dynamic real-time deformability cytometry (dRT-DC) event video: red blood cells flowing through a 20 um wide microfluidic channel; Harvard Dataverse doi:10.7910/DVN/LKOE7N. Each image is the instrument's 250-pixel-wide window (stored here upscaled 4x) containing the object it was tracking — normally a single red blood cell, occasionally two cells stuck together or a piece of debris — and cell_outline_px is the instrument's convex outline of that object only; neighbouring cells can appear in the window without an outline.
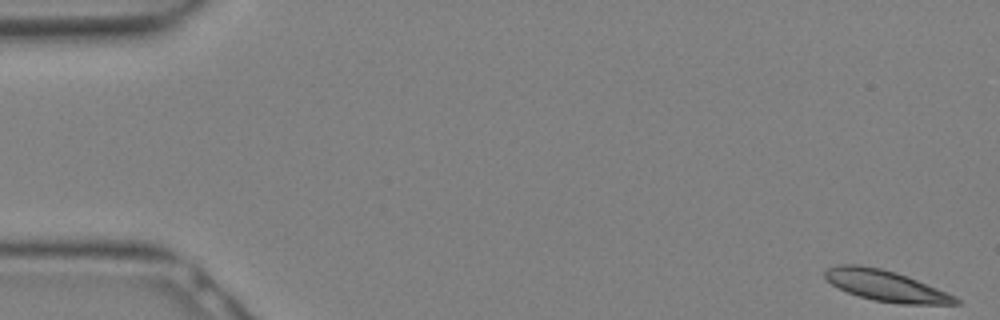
{"species": "Egyptian fruit bat (a non-hibernating species)", "species_latin": "Rousettus aegyptiacus", "temperature_condition": "warm", "stored_images_in_passage": 13, "camera_frame_rate_fps": 3000, "um_per_image_px": 0.085, "animal": {"sex": "female"}, "frame": {"image": 1, "passage_image": 1, "time_ms": 0.0, "image_size_px": [1000, 320], "cell_outline_px": [[964, 304], [900, 304], [872, 300], [848, 292], [832, 284], [824, 276], [824, 272], [828, 268], [840, 264], [860, 264], [880, 268], [896, 272], [908, 276], [956, 296]], "centroid_in_image_um": [75.33, 24.29], "position_along_channel_um": 9.7, "area_um2": 23.52}}
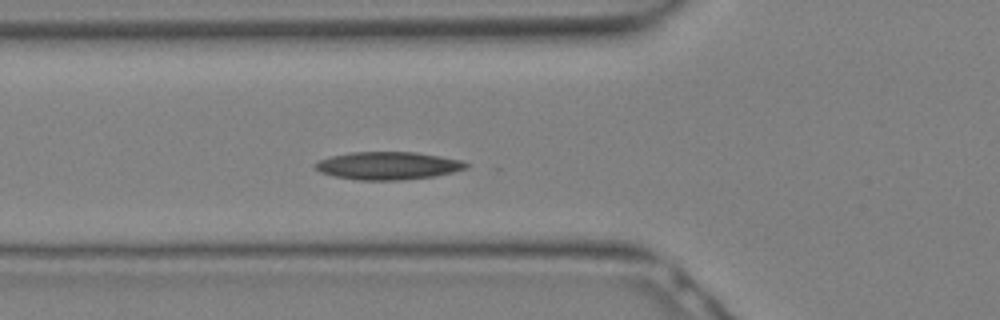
{"frame": {"image": 2, "passage_image": 11, "time_ms": 3.333, "image_size_px": [1000, 320], "cell_outline_px": [[468, 168], [436, 176], [400, 180], [360, 180], [336, 176], [320, 172], [316, 168], [316, 164], [320, 160], [332, 156], [352, 152], [416, 152], [440, 156], [460, 160], [468, 164]], "centroid_in_image_um": [33.02, 14.08], "position_along_channel_um": 92.8, "area_um2": 24.16}}
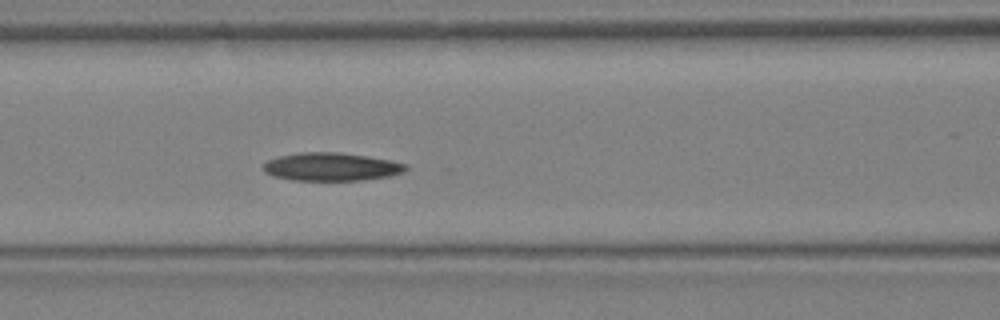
{"frame": {"image": 3, "passage_image": 13, "time_ms": 4.0, "image_size_px": [1000, 320], "cell_outline_px": [[408, 168], [404, 172], [388, 176], [364, 180], [296, 180], [272, 176], [264, 172], [264, 164], [268, 160], [280, 156], [300, 152], [340, 152], [368, 156], [392, 160], [408, 164]], "centroid_in_image_um": [28.2, 14.17], "position_along_channel_um": 138.4, "area_um2": 23.41}}